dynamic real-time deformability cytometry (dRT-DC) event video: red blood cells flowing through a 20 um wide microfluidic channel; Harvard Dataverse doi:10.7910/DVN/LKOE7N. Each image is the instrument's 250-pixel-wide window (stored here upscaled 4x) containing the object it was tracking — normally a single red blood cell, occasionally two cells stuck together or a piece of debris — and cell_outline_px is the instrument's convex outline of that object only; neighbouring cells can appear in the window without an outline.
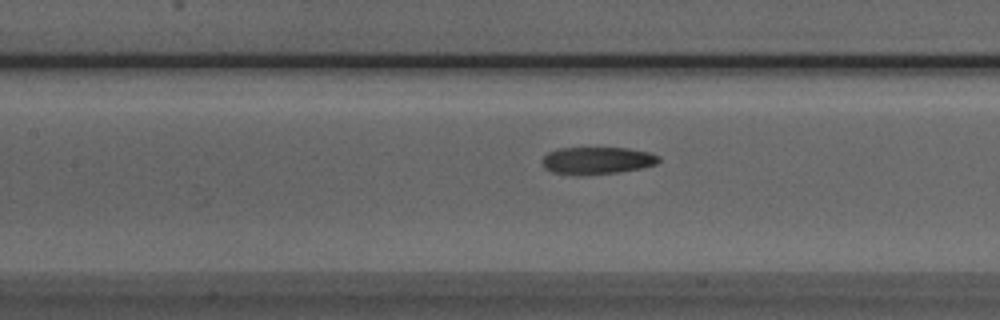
{"species": "Egyptian fruit bat (a non-hibernating species)", "species_latin": "Rousettus aegyptiacus", "temperature_condition": "room temperature", "stored_images_in_passage": 32, "camera_frame_rate_fps": 3000, "um_per_image_px": 0.085, "animal": {"sex": "male"}, "frame": {"image": 1, "passage_image": 10, "time_ms": 3.0, "image_size_px": [1000, 320], "cell_outline_px": [[660, 160], [656, 164], [640, 168], [616, 172], [552, 172], [544, 168], [540, 160], [548, 152], [560, 148], [628, 148], [652, 152], [660, 156]], "centroid_in_image_um": [50.8, 13.59], "position_along_channel_um": 156.6, "area_um2": 17.8}}
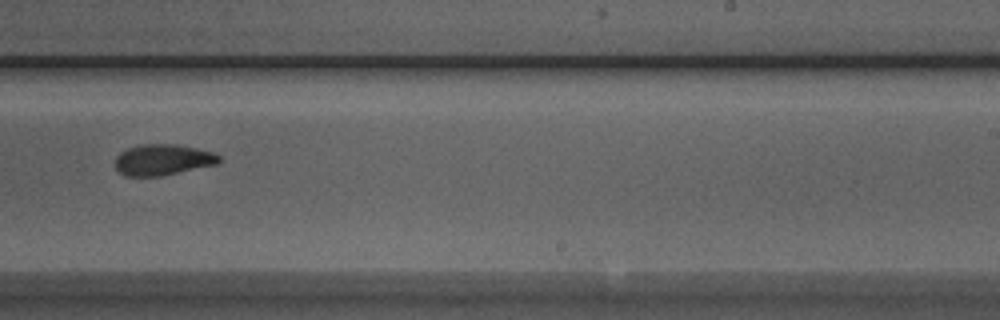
{"frame": {"image": 2, "passage_image": 19, "time_ms": 6.0, "image_size_px": [1000, 320], "cell_outline_px": [[220, 164], [160, 176], [124, 176], [116, 168], [116, 156], [120, 152], [128, 148], [140, 144], [176, 144], [196, 148], [212, 152], [220, 156]], "centroid_in_image_um": [13.85, 13.58], "position_along_channel_um": 275.2, "area_um2": 18.84}}
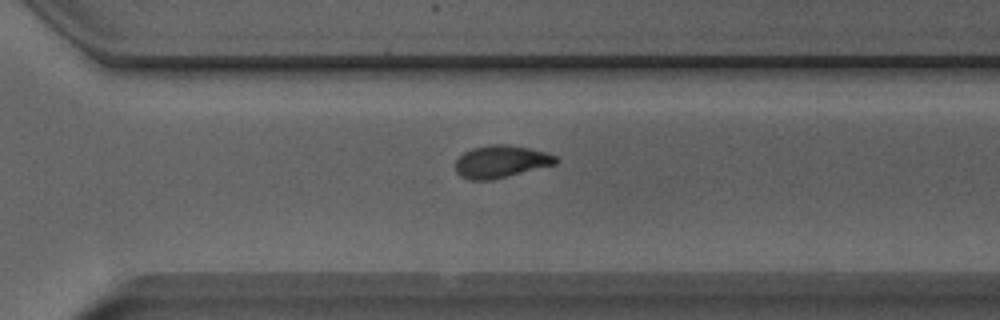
{"frame": {"image": 3, "passage_image": 23, "time_ms": 7.333, "image_size_px": [1000, 320], "cell_outline_px": [[560, 160], [556, 164], [492, 180], [468, 180], [460, 176], [456, 172], [456, 160], [464, 152], [472, 148], [492, 144], [504, 144], [528, 148], [544, 152], [556, 156]], "centroid_in_image_um": [42.57, 13.74], "position_along_channel_um": 328.0, "area_um2": 18.9}, "authors_computed_cell_mechanics": {"area_um2": 19.7098, "velocity_mm_per_s": 3.9724, "shape_relaxation_time_tau1_ms": 6.6361, "shape_relaxation_time_tau2_ms": 3.8594, "deformation_change_tau1": 0.2022, "deformation_change_tau2": 0.0993}}